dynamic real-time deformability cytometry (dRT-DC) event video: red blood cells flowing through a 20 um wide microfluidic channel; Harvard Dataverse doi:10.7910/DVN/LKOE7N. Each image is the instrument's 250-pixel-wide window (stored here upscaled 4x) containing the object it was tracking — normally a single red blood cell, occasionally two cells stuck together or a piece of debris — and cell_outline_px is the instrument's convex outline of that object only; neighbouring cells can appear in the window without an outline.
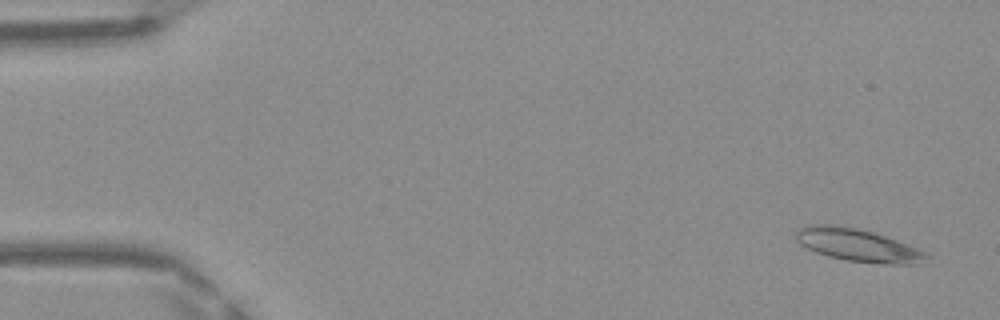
{"species": "Egyptian fruit bat (a non-hibernating species)", "species_latin": "Rousettus aegyptiacus", "temperature_condition": "warm", "stored_images_in_passage": 49, "camera_frame_rate_fps": 3000, "um_per_image_px": 0.085, "frame": {"image": 1, "passage_image": 3, "time_ms": 0.667, "image_size_px": [1000, 320], "cell_outline_px": [[932, 256], [920, 264], [884, 264], [848, 260], [828, 256], [816, 252], [800, 244], [796, 240], [796, 232], [804, 224], [832, 224], [856, 228], [872, 232], [896, 240], [928, 252]], "centroid_in_image_um": [72.94, 20.84], "position_along_channel_um": 12.1, "area_um2": 24.91}}
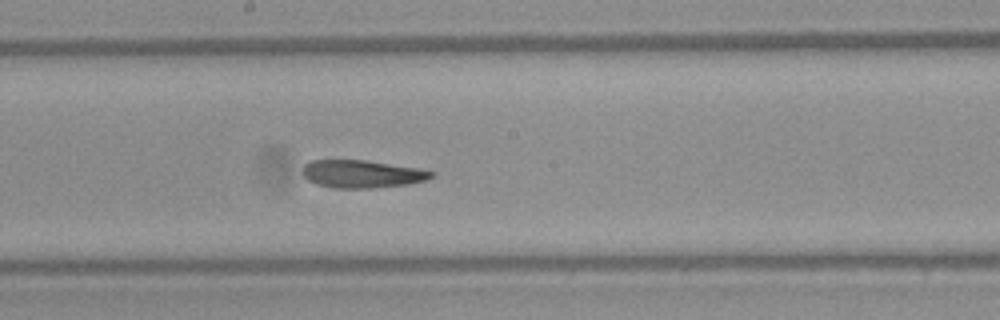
{"frame": {"image": 2, "passage_image": 27, "time_ms": 8.667, "image_size_px": [1000, 320], "cell_outline_px": [[436, 176], [428, 180], [408, 184], [372, 188], [332, 188], [316, 184], [308, 180], [304, 176], [304, 164], [312, 160], [368, 160], [416, 168], [436, 172]], "centroid_in_image_um": [30.81, 14.79], "position_along_channel_um": 217.4, "area_um2": 20.92}}
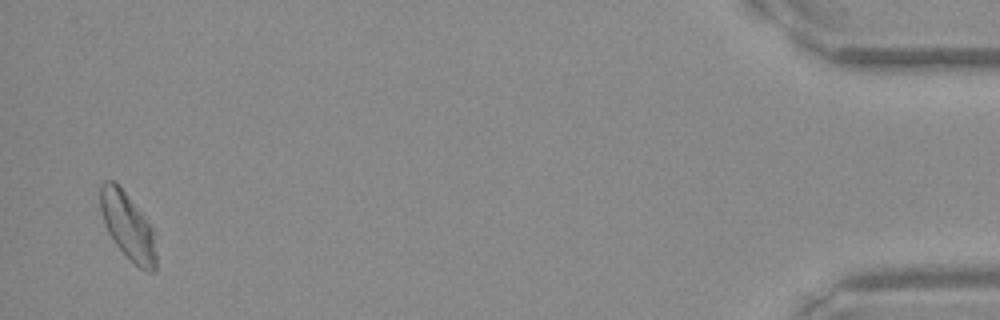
{"frame": {"image": 3, "passage_image": 48, "time_ms": 15.667, "image_size_px": [1000, 320], "cell_outline_px": [[156, 268], [152, 272], [148, 272], [140, 268], [116, 244], [108, 232], [104, 224], [100, 208], [100, 184], [104, 180], [116, 180], [156, 232]], "centroid_in_image_um": [10.87, 19.18], "position_along_channel_um": 424.3, "area_um2": 21.85}, "authors_computed_cell_mechanics": {"area_um2": 21.9062, "velocity_mm_per_s": 4.1657, "shape_relaxation_time_tau1_ms": null, "shape_relaxation_time_tau2_ms": 3.0356, "deformation_change_tau1": null, "deformation_change_tau2": 0.1092}}